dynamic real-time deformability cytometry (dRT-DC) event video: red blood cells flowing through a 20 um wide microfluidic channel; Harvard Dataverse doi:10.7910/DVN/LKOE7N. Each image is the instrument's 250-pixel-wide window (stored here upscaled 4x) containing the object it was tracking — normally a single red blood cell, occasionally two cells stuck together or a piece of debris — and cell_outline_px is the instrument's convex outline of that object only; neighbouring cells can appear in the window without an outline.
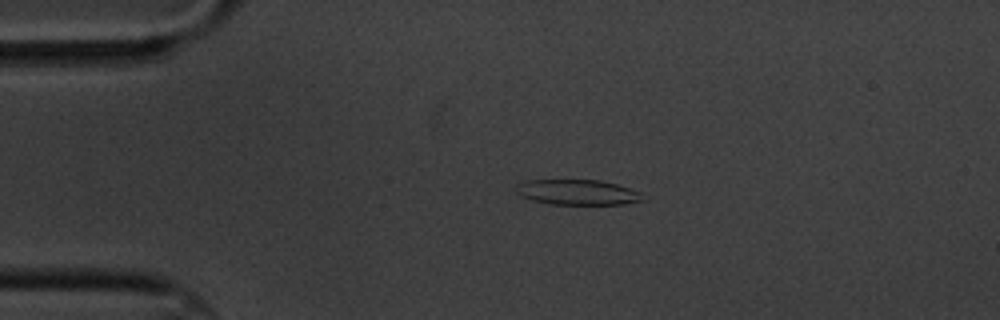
{"species": "common noctule bat (a hibernating species)", "species_latin": "Nyctalus noctula", "temperature_condition": "cold", "stored_images_in_passage": 2, "camera_frame_rate_fps": 3000, "um_per_image_px": 0.085, "animal": {"sex": "male", "body_mass_g": 20.1, "forearm_length_mm": 53.5}, "frame": {"image": 1, "passage_image": 1, "time_ms": 0.0, "image_size_px": [1000, 320], "cell_outline_px": [[648, 200], [624, 204], [548, 204], [532, 200], [516, 192], [516, 184], [528, 180], [600, 180], [616, 184], [640, 192]], "centroid_in_image_um": [49.13, 16.34], "position_along_channel_um": 35.9, "area_um2": 18.67}}